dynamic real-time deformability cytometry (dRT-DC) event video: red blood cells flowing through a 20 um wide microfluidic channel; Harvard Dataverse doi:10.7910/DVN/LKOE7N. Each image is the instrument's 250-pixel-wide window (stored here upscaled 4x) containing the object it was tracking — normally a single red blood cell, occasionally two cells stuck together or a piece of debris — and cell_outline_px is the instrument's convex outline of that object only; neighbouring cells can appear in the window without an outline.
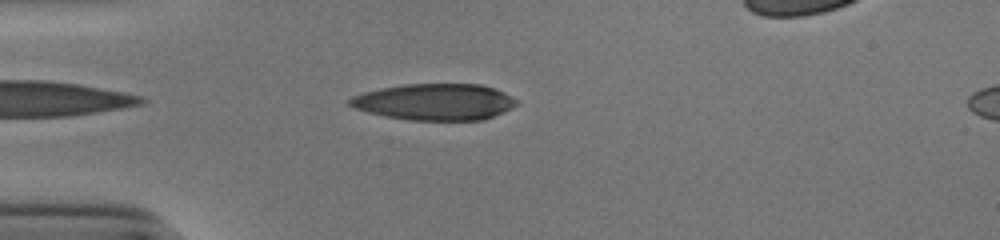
{"species": "human", "species_latin": "Homo sapiens", "temperature_condition": "cold", "stored_images_in_passage": 36, "camera_frame_rate_fps": 3000, "um_per_image_px": 0.085, "donor": {"sex": "male"}, "frame": {"image": 1, "passage_image": 2, "time_ms": 0.333, "image_size_px": [1000, 240], "cell_outline_px": [[520, 104], [512, 108], [484, 120], [408, 120], [384, 116], [368, 112], [356, 108], [348, 104], [348, 100], [352, 96], [364, 92], [380, 88], [404, 84], [480, 84], [496, 88], [520, 100]], "centroid_in_image_um": [37.01, 8.66], "position_along_channel_um": 48.0, "area_um2": 35.72}}
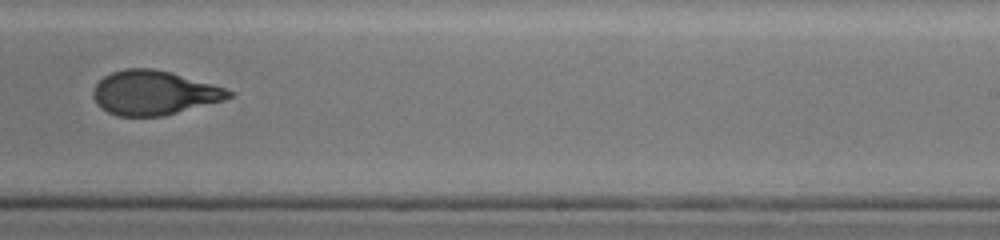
{"frame": {"image": 2, "passage_image": 21, "time_ms": 6.667, "image_size_px": [1000, 240], "cell_outline_px": [[236, 92], [232, 96], [224, 100], [164, 116], [116, 116], [100, 108], [96, 104], [92, 96], [92, 88], [104, 76], [112, 72], [124, 68], [152, 68], [172, 72], [212, 84]], "centroid_in_image_um": [13.06, 7.89], "position_along_channel_um": 275.9, "area_um2": 35.2}}
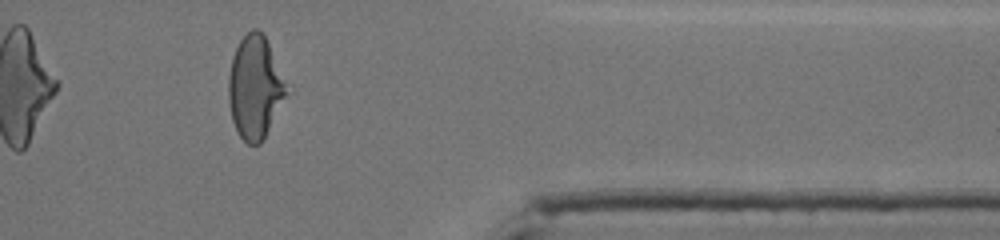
{"frame": {"image": 3, "passage_image": 31, "time_ms": 10.0, "image_size_px": [1000, 240], "cell_outline_px": [[292, 92], [260, 144], [248, 144], [236, 132], [232, 120], [228, 100], [228, 76], [232, 56], [240, 40], [252, 28], [256, 28], [264, 36]], "centroid_in_image_um": [21.71, 7.47], "position_along_channel_um": 389.7, "area_um2": 35.32}, "authors_computed_cell_mechanics": {"area_um2": 35.6337, "velocity_mm_per_s": 3.903, "shape_relaxation_time_tau1_ms": 7.2073, "shape_relaxation_time_tau2_ms": 1.3266, "deformation_change_tau1": 0.2714, "deformation_change_tau2": 0.0789}}